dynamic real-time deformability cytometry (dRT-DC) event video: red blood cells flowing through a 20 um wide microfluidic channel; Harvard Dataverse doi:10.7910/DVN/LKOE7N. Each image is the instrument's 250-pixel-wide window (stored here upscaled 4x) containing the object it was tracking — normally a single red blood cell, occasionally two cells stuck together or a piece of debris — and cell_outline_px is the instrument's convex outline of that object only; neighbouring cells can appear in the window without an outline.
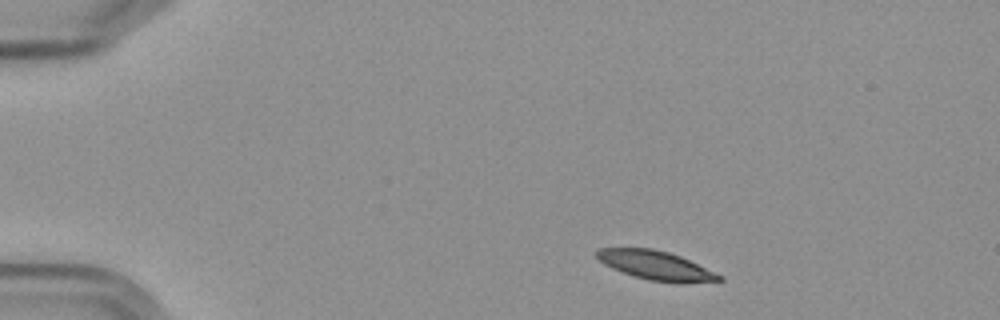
{"species": "Egyptian fruit bat (a non-hibernating species)", "species_latin": "Rousettus aegyptiacus", "temperature_condition": "cold", "stored_images_in_passage": 4, "camera_frame_rate_fps": 3000, "um_per_image_px": 0.085, "frame": {"image": 1, "passage_image": 1, "time_ms": 0.0, "image_size_px": [1000, 320], "cell_outline_px": [[724, 280], [684, 284], [680, 284], [648, 280], [632, 276], [612, 268], [604, 264], [596, 256], [596, 248], [652, 248], [668, 252], [680, 256], [724, 276]], "centroid_in_image_um": [55.77, 22.58], "position_along_channel_um": 29.2, "area_um2": 20.92}}
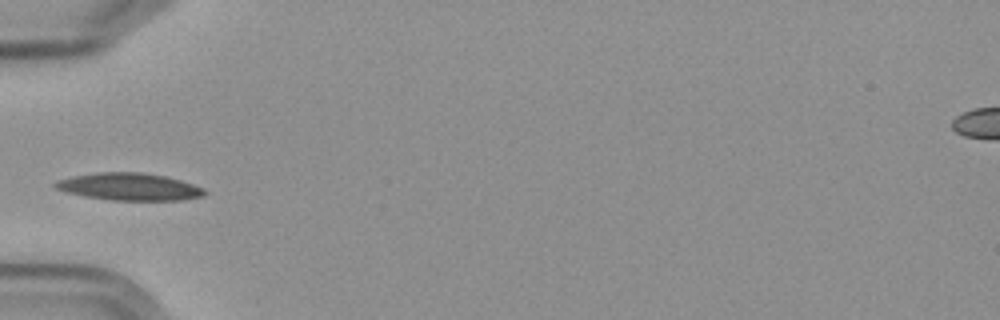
{"frame": {"image": 2, "passage_image": 4, "time_ms": 3.333, "image_size_px": [1000, 320], "cell_outline_px": [[208, 192], [204, 196], [184, 200], [112, 200], [84, 196], [68, 192], [56, 188], [52, 184], [56, 180], [96, 172], [144, 172], [164, 176], [180, 180], [204, 188]], "centroid_in_image_um": [11.03, 15.87], "position_along_channel_um": 74.0, "area_um2": 23.7}}